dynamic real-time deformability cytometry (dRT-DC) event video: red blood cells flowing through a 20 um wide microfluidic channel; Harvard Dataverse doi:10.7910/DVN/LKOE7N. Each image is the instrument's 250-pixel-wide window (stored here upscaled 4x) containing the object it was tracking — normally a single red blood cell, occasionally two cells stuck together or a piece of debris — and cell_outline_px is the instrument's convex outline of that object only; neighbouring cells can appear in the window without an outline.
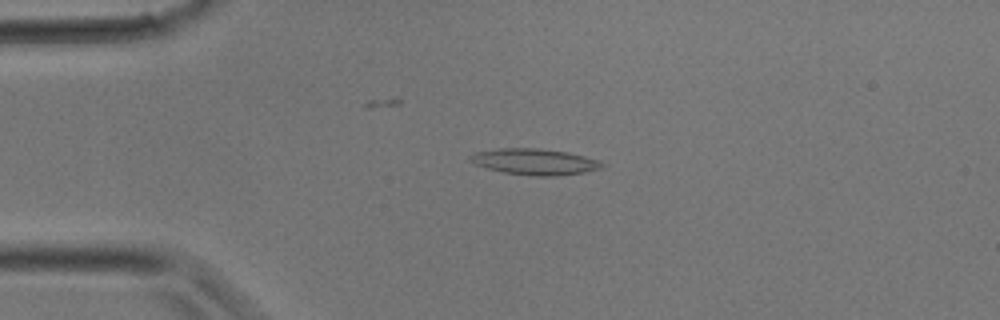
{"species": "common noctule bat (a hibernating species)", "species_latin": "Nyctalus noctula", "temperature_condition": "room temperature", "stored_images_in_passage": 7, "camera_frame_rate_fps": 3000, "um_per_image_px": 0.085, "animal": {"sex": "male", "body_mass_g": 17.9}, "frame": {"image": 1, "passage_image": 6, "time_ms": 1.667, "image_size_px": [1000, 320], "cell_outline_px": [[604, 164], [600, 168], [584, 172], [556, 176], [532, 176], [504, 172], [488, 168], [476, 164], [468, 160], [468, 156], [476, 152], [500, 148], [540, 148], [568, 152], [600, 160]], "centroid_in_image_um": [45.45, 13.74], "position_along_channel_um": 39.6, "area_um2": 20.0}}